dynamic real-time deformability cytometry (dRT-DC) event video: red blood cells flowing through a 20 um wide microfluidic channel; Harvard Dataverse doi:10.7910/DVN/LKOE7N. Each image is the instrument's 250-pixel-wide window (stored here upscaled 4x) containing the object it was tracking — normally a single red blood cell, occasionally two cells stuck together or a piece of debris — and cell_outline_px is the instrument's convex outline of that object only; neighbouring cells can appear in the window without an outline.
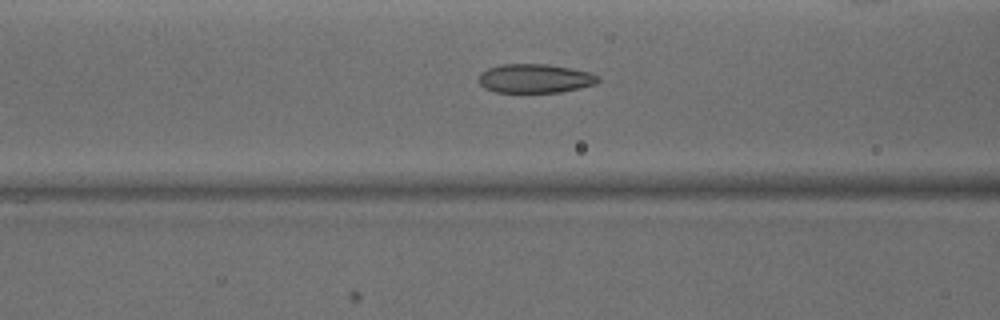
{"species": "common noctule bat (a hibernating species)", "species_latin": "Nyctalus noctula", "temperature_condition": "warm", "stored_images_in_passage": 33, "camera_frame_rate_fps": 3000, "um_per_image_px": 0.085, "animal": {"sex": "male", "body_mass_g": 15.6}, "frame": {"image": 1, "passage_image": 4, "time_ms": 1.0, "image_size_px": [1000, 320], "cell_outline_px": [[600, 80], [596, 84], [580, 88], [560, 92], [496, 92], [484, 88], [480, 84], [480, 72], [488, 68], [500, 64], [548, 64], [592, 72], [600, 76]], "centroid_in_image_um": [45.51, 6.66], "position_along_channel_um": 121.1, "area_um2": 20.29}}
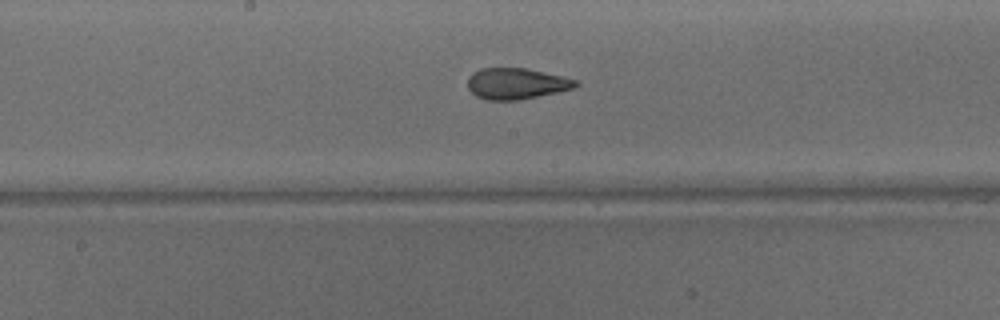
{"frame": {"image": 2, "passage_image": 10, "time_ms": 3.0, "image_size_px": [1000, 320], "cell_outline_px": [[580, 84], [572, 88], [556, 92], [520, 100], [484, 100], [476, 96], [468, 88], [468, 76], [480, 68], [524, 68], [564, 76], [576, 80]], "centroid_in_image_um": [43.86, 7.11], "position_along_channel_um": 204.3, "area_um2": 19.54}}
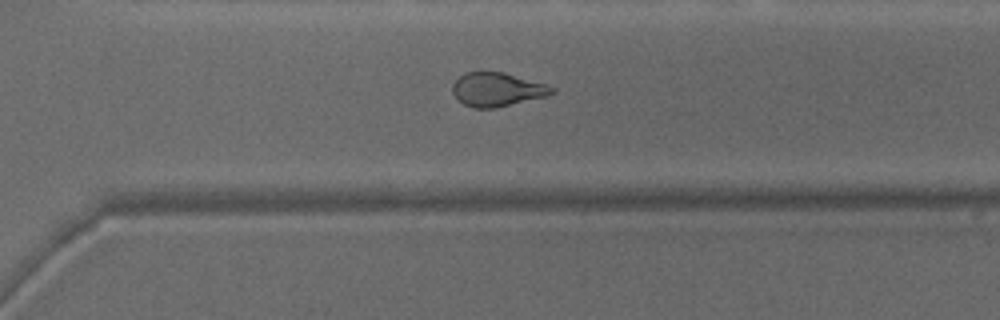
{"frame": {"image": 3, "passage_image": 19, "time_ms": 6.0, "image_size_px": [1000, 320], "cell_outline_px": [[556, 92], [548, 96], [496, 108], [472, 108], [464, 104], [452, 92], [452, 84], [464, 72], [504, 72], [548, 84], [556, 88]], "centroid_in_image_um": [42.31, 7.61], "position_along_channel_um": 328.3, "area_um2": 19.77}}